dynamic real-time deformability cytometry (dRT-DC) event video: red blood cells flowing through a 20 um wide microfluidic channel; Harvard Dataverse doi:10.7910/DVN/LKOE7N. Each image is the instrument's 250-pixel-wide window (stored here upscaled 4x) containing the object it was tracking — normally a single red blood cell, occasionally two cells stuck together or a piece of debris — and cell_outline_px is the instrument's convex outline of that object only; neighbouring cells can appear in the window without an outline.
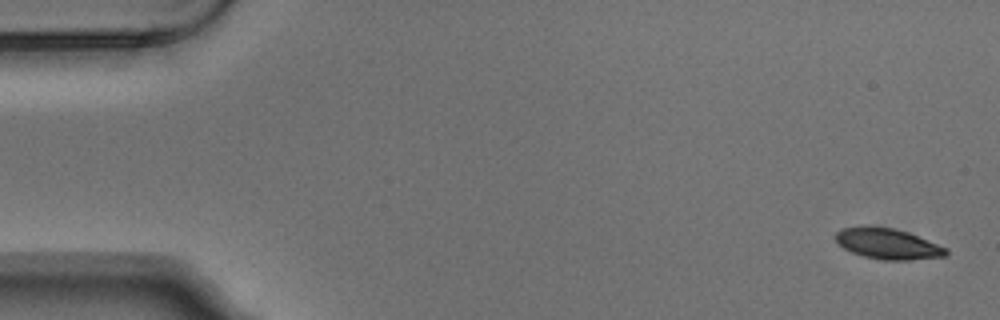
{"species": "Egyptian fruit bat (a non-hibernating species)", "species_latin": "Rousettus aegyptiacus", "temperature_condition": "warm", "stored_images_in_passage": 5, "camera_frame_rate_fps": 3000, "um_per_image_px": 0.085, "animal": {"sex": "male"}, "frame": {"image": 1, "passage_image": 1, "time_ms": 0.0, "image_size_px": [1000, 320], "cell_outline_px": [[948, 256], [912, 260], [880, 260], [864, 256], [852, 252], [844, 248], [832, 236], [840, 228], [864, 224], [896, 228], [908, 232], [948, 248]], "centroid_in_image_um": [75.44, 20.69], "position_along_channel_um": 9.6, "area_um2": 20.35}}
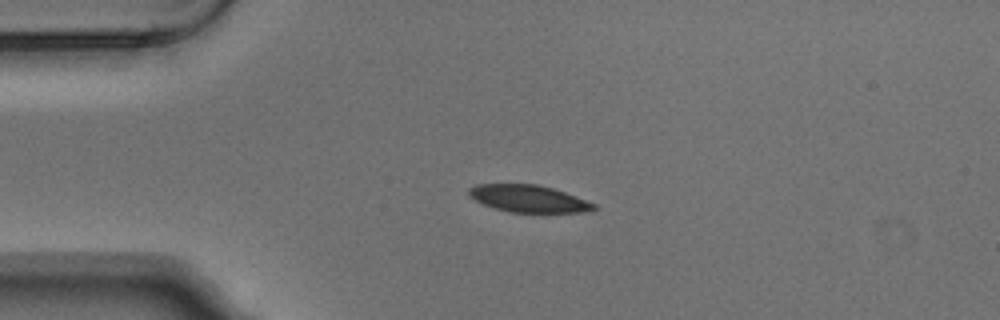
{"frame": {"image": 2, "passage_image": 4, "time_ms": 1.0, "image_size_px": [1000, 320], "cell_outline_px": [[596, 208], [592, 212], [512, 212], [492, 208], [468, 196], [468, 188], [476, 184], [536, 184], [552, 188], [564, 192], [596, 204]], "centroid_in_image_um": [44.91, 16.88], "position_along_channel_um": 40.1, "area_um2": 19.71}}